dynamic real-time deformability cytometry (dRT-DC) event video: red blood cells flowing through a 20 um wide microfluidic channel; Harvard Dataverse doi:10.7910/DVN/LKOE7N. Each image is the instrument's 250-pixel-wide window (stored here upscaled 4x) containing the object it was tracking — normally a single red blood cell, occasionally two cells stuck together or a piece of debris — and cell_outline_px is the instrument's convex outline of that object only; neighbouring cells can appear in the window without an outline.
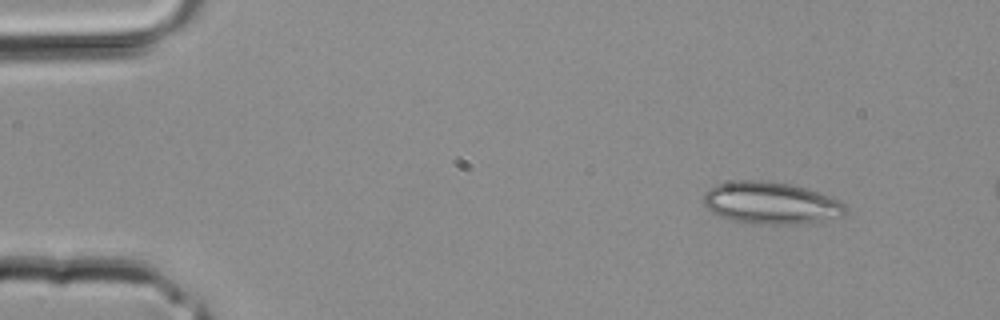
{"species": "common noctule bat (a hibernating species)", "species_latin": "Nyctalus noctula", "temperature_condition": "room temperature", "stored_images_in_passage": 3, "camera_frame_rate_fps": 3000, "um_per_image_px": 0.085, "animal": {"sex": "male", "body_mass_g": 20.4}, "frame": {"image": 1, "passage_image": 1, "time_ms": 0.0, "image_size_px": [1000, 320], "cell_outline_px": [[848, 208], [840, 216], [800, 224], [748, 224], [732, 220], [708, 212], [704, 204], [704, 192], [708, 188], [716, 184], [736, 180], [768, 180], [792, 184], [808, 188], [840, 200]], "centroid_in_image_um": [65.47, 17.24], "position_along_channel_um": 19.5, "area_um2": 35.26}}